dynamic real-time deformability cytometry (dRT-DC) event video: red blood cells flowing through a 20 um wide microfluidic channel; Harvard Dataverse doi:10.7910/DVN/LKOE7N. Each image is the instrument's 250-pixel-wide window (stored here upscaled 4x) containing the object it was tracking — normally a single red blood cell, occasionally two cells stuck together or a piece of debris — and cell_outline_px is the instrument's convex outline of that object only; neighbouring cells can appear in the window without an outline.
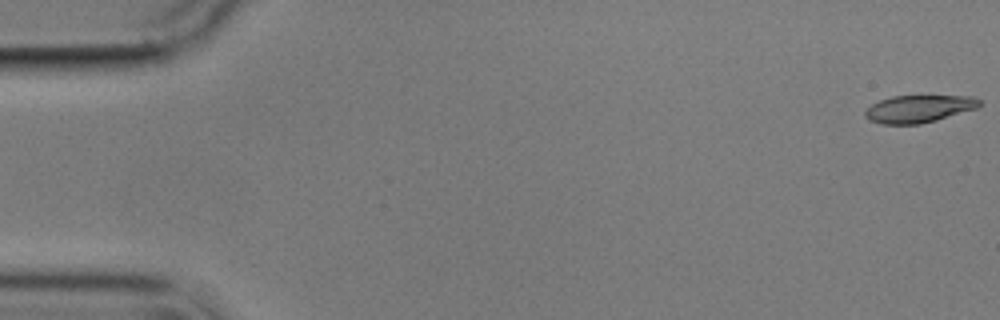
{"species": "common noctule bat (a hibernating species)", "species_latin": "Nyctalus noctula", "temperature_condition": "cold", "stored_images_in_passage": 15, "camera_frame_rate_fps": 3000, "um_per_image_px": 0.085, "animal": {"sex": "male", "body_mass_g": 17.9}, "frame": {"image": 1, "passage_image": 1, "time_ms": 0.0, "image_size_px": [1000, 320], "cell_outline_px": [[980, 104], [976, 108], [936, 120], [920, 124], [880, 124], [868, 120], [864, 116], [864, 112], [872, 104], [880, 100], [892, 96], [972, 96], [980, 100]], "centroid_in_image_um": [78.05, 9.25], "position_along_channel_um": 7.0, "area_um2": 18.15}}
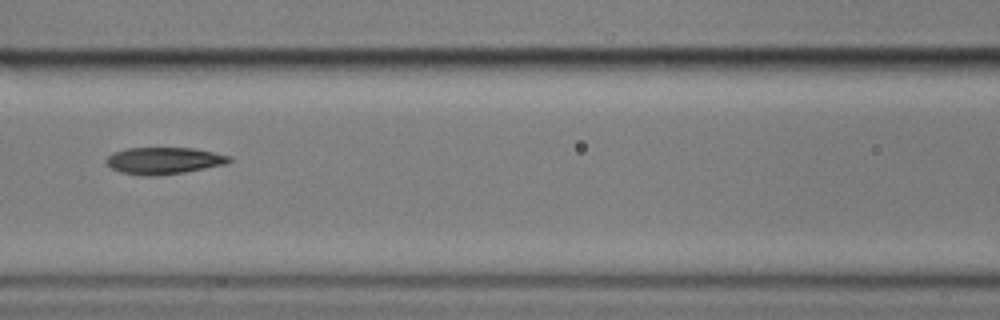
{"frame": {"image": 2, "passage_image": 7, "time_ms": 8.0, "image_size_px": [1000, 320], "cell_outline_px": [[232, 160], [224, 164], [184, 172], [156, 176], [144, 176], [120, 172], [112, 168], [104, 160], [112, 152], [128, 148], [192, 148], [232, 156]], "centroid_in_image_um": [13.89, 13.65], "position_along_channel_um": 152.7, "area_um2": 19.13}}
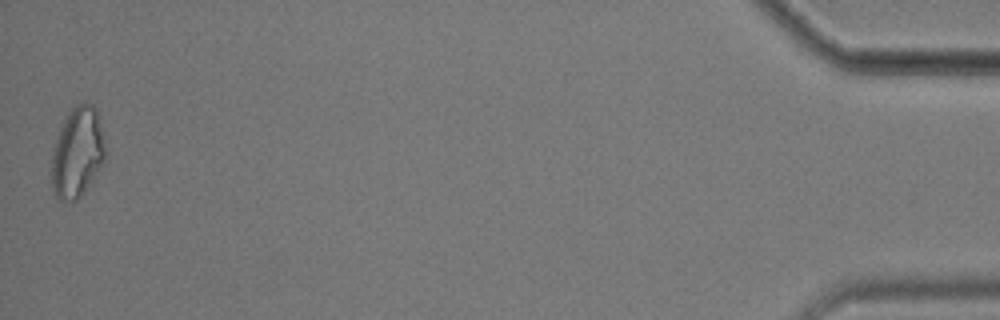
{"frame": {"image": 3, "passage_image": 15, "time_ms": 18.333, "image_size_px": [1000, 320], "cell_outline_px": [[104, 164], [80, 196], [76, 200], [56, 200], [52, 188], [52, 148], [60, 128], [64, 120], [72, 108], [76, 104], [92, 104], [96, 108], [104, 132]], "centroid_in_image_um": [6.58, 12.96], "position_along_channel_um": 428.6, "area_um2": 28.21}, "authors_computed_cell_mechanics": {"area_um2": 19.1318, "velocity_mm_per_s": 3.546, "shape_relaxation_time_tau1_ms": 6.4011, "shape_relaxation_time_tau2_ms": null, "deformation_change_tau1": 0.1686, "deformation_change_tau2": null}}